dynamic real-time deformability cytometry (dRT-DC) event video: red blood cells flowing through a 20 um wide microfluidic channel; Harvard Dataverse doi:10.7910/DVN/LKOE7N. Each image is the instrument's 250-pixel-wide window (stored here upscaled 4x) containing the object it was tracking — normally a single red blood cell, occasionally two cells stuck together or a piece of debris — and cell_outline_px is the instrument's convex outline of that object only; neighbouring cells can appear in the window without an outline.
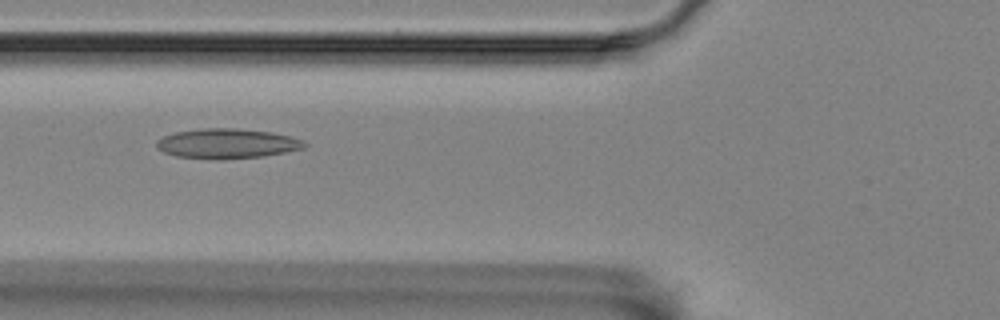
{"species": "Egyptian fruit bat (a non-hibernating species)", "species_latin": "Rousettus aegyptiacus", "temperature_condition": "room temperature", "stored_images_in_passage": 9, "camera_frame_rate_fps": 3000, "um_per_image_px": 0.085, "animal": {"sex": "female"}, "frame": {"image": 1, "passage_image": 4, "time_ms": 1.0, "image_size_px": [1000, 320], "cell_outline_px": [[308, 144], [304, 148], [264, 156], [176, 156], [164, 152], [156, 148], [156, 140], [164, 136], [176, 132], [200, 128], [236, 128], [272, 132], [292, 136]], "centroid_in_image_um": [19.32, 12.14], "position_along_channel_um": 106.5, "area_um2": 24.57}}
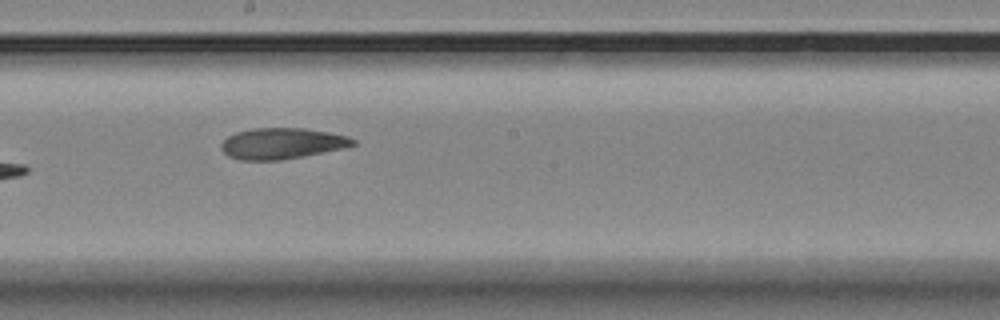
{"frame": {"image": 2, "passage_image": 7, "time_ms": 2.0, "image_size_px": [1000, 320], "cell_outline_px": [[356, 144], [344, 148], [304, 156], [280, 160], [240, 160], [228, 156], [220, 148], [220, 144], [228, 136], [236, 132], [252, 128], [304, 128], [328, 132], [348, 136], [356, 140]], "centroid_in_image_um": [23.96, 12.19], "position_along_channel_um": 224.2, "area_um2": 23.87}}
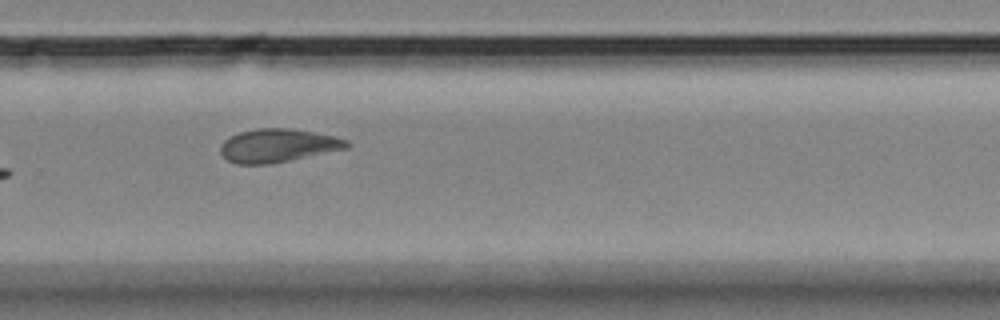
{"frame": {"image": 3, "passage_image": 9, "time_ms": 2.667, "image_size_px": [1000, 320], "cell_outline_px": [[352, 144], [348, 148], [268, 164], [236, 164], [228, 160], [220, 152], [220, 144], [224, 140], [240, 132], [256, 128], [288, 128], [312, 132], [332, 136], [348, 140]], "centroid_in_image_um": [23.6, 12.37], "position_along_channel_um": 306.2, "area_um2": 24.28}}